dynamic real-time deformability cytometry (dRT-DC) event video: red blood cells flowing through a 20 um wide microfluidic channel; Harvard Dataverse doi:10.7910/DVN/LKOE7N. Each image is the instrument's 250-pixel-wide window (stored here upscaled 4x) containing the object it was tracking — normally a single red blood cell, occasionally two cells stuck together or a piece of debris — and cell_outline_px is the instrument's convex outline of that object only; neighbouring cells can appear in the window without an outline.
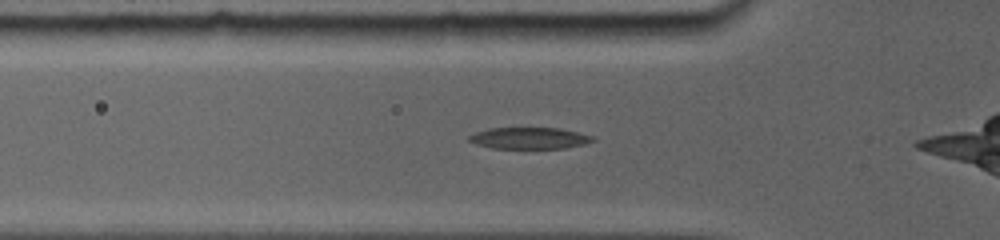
{"species": "common noctule bat (a hibernating species)", "species_latin": "Nyctalus noctula", "temperature_condition": "room temperature", "stored_images_in_passage": 23, "camera_frame_rate_fps": 5000, "um_per_image_px": 0.085, "animal": {"sex": "female", "body_mass_g": 19.0, "forearm_length_mm": 56.7}, "frame": {"image": 1, "passage_image": 4, "time_ms": 2.0, "image_size_px": [1000, 240], "cell_outline_px": [[592, 140], [580, 144], [564, 148], [492, 148], [468, 140], [468, 136], [476, 132], [492, 128], [556, 128], [576, 132], [592, 136]], "centroid_in_image_um": [44.93, 11.74], "position_along_channel_um": 80.9, "area_um2": 14.91}}
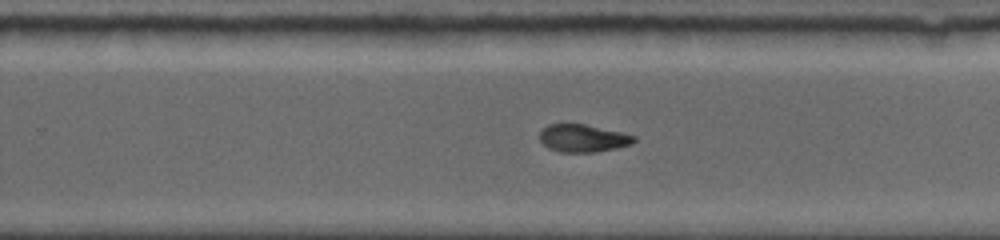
{"frame": {"image": 2, "passage_image": 14, "time_ms": 7.2, "image_size_px": [1000, 240], "cell_outline_px": [[636, 140], [632, 144], [616, 148], [596, 152], [560, 152], [548, 148], [540, 140], [540, 132], [548, 124], [564, 120], [584, 124], [620, 132], [636, 136]], "centroid_in_image_um": [49.51, 11.71], "position_along_channel_um": 280.3, "area_um2": 15.61}}
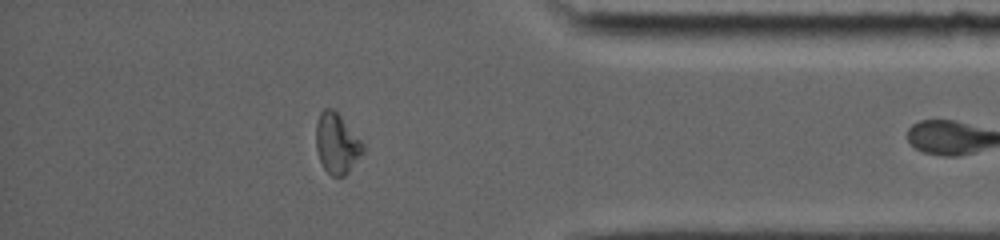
{"frame": {"image": 3, "passage_image": 21, "time_ms": 10.8, "image_size_px": [1000, 240], "cell_outline_px": [[364, 152], [348, 172], [344, 176], [332, 176], [324, 168], [320, 160], [316, 148], [316, 124], [320, 112], [324, 108], [332, 108], [340, 116], [364, 144]], "centroid_in_image_um": [28.62, 12.2], "position_along_channel_um": 406.6, "area_um2": 16.3}}